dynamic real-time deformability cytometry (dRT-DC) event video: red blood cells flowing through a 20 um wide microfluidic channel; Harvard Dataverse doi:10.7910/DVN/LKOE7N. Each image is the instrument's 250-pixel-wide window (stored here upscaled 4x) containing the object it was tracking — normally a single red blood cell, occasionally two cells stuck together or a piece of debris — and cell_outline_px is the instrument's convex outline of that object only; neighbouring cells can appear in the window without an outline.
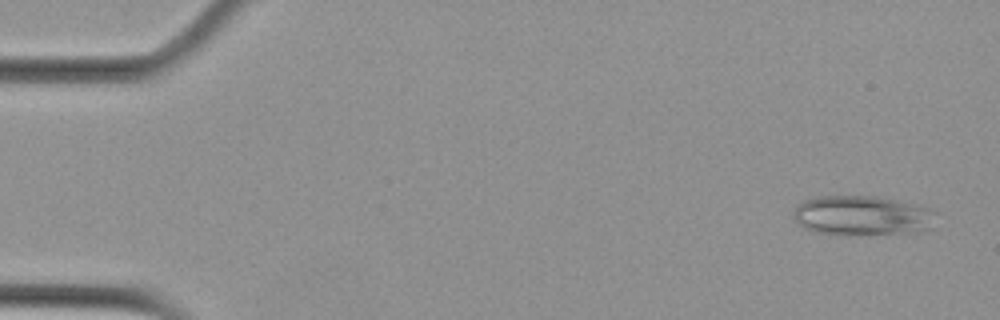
{"species": "Egyptian fruit bat (a non-hibernating species)", "species_latin": "Rousettus aegyptiacus", "temperature_condition": "cold", "stored_images_in_passage": 5, "camera_frame_rate_fps": 3000, "um_per_image_px": 0.085, "animal": {"sex": "female"}, "frame": {"image": 1, "passage_image": 3, "time_ms": 0.667, "image_size_px": [1000, 320], "cell_outline_px": [[936, 212], [928, 228], [896, 232], [856, 236], [848, 236], [820, 232], [808, 228], [800, 224], [792, 216], [792, 212], [804, 200], [820, 196], [880, 196], [916, 204], [928, 208]], "centroid_in_image_um": [73.23, 18.3], "position_along_channel_um": 11.8, "area_um2": 32.48}}